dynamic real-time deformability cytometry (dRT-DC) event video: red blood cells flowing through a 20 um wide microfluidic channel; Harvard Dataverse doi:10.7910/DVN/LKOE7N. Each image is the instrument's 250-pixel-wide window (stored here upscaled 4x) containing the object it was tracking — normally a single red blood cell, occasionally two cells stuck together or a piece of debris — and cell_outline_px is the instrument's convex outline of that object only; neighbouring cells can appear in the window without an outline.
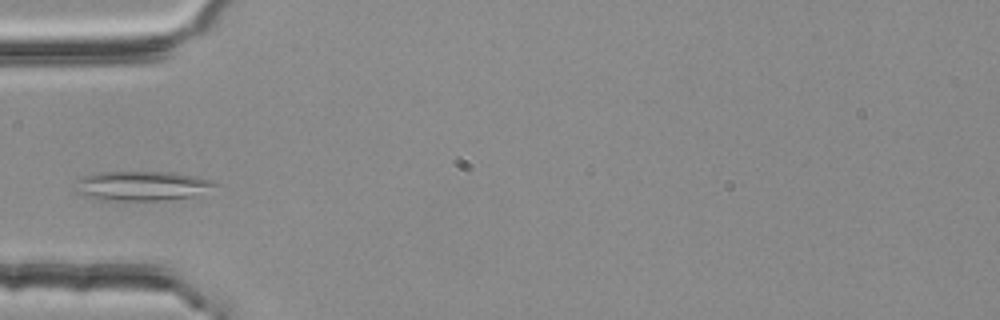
{"species": "common noctule bat (a hibernating species)", "species_latin": "Nyctalus noctula", "temperature_condition": "room temperature", "stored_images_in_passage": 4, "camera_frame_rate_fps": 3000, "um_per_image_px": 0.085, "animal": {"sex": "female", "body_mass_g": 25.1}, "frame": {"image": 1, "passage_image": 4, "time_ms": 1.0, "image_size_px": [1000, 320], "cell_outline_px": [[216, 184], [192, 196], [168, 200], [96, 200], [76, 192], [80, 180], [84, 176], [100, 172], [172, 172], [196, 176], [216, 180]], "centroid_in_image_um": [12.06, 15.79], "position_along_channel_um": 72.9, "area_um2": 23.64}}